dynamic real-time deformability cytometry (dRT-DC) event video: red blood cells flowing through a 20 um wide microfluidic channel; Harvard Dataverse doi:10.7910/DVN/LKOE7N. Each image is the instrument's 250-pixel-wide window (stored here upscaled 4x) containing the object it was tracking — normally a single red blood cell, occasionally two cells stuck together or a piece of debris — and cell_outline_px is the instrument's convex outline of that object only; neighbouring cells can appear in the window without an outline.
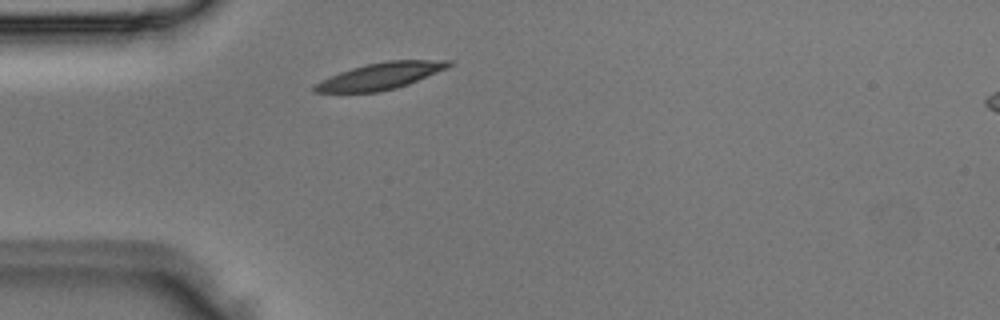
{"species": "Egyptian fruit bat (a non-hibernating species)", "species_latin": "Rousettus aegyptiacus", "temperature_condition": "room temperature", "stored_images_in_passage": 1, "camera_frame_rate_fps": 3000, "um_per_image_px": 0.085, "animal": {"sex": "male"}, "frame": {"image": 1, "passage_image": 1, "time_ms": 0.0, "image_size_px": [1000, 320], "cell_outline_px": [[456, 60], [452, 64], [436, 72], [408, 84], [396, 88], [376, 92], [312, 92], [312, 88], [320, 80], [340, 72], [352, 68], [368, 64], [388, 60]], "centroid_in_image_um": [32.31, 6.46], "position_along_channel_um": 52.7, "area_um2": 20.46}}